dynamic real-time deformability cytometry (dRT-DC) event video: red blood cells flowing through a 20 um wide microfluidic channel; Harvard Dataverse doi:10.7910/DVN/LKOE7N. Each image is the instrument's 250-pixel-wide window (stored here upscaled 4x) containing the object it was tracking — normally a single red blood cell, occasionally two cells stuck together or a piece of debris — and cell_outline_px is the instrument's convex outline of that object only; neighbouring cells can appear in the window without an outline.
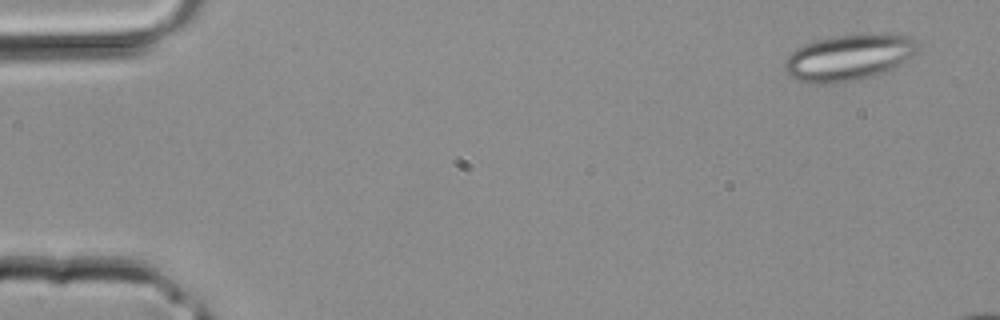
{"species": "common noctule bat (a hibernating species)", "species_latin": "Nyctalus noctula", "temperature_condition": "room temperature", "stored_images_in_passage": 4, "camera_frame_rate_fps": 3000, "um_per_image_px": 0.085, "animal": {"sex": "male", "body_mass_g": 20.4}, "frame": {"image": 1, "passage_image": 1, "time_ms": 0.0, "image_size_px": [1000, 320], "cell_outline_px": [[920, 48], [912, 56], [888, 72], [860, 80], [840, 84], [808, 84], [788, 76], [784, 68], [784, 60], [796, 48], [804, 44], [820, 40], [840, 36], [864, 32], [888, 32], [908, 36], [920, 44]], "centroid_in_image_um": [72.18, 4.89], "position_along_channel_um": 12.8, "area_um2": 36.88}}